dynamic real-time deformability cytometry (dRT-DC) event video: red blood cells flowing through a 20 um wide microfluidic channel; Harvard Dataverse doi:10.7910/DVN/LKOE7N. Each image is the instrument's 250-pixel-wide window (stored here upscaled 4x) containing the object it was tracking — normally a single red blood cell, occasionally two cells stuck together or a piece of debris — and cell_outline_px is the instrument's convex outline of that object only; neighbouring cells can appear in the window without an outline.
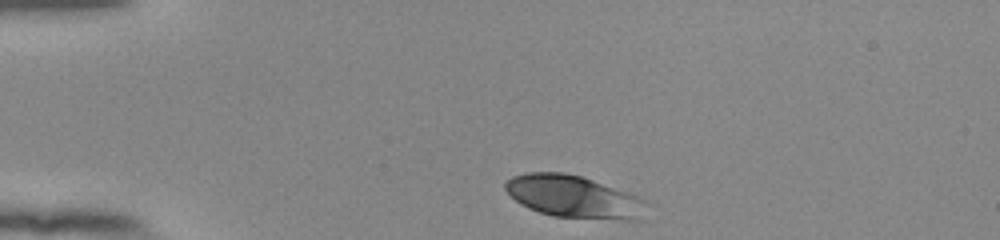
{"species": "human", "species_latin": "Homo sapiens", "temperature_condition": "room temperature", "stored_images_in_passage": 36, "camera_frame_rate_fps": 3000, "um_per_image_px": 0.085, "donor": {"sex": "female"}, "frame": {"image": 1, "passage_image": 1, "time_ms": 0.0, "image_size_px": [1000, 240], "cell_outline_px": [[644, 220], [624, 220], [552, 216], [528, 208], [520, 204], [504, 188], [504, 184], [512, 176], [528, 172], [564, 172], [580, 176], [592, 180], [636, 196], [640, 200]], "centroid_in_image_um": [48.68, 16.72], "position_along_channel_um": 36.3, "area_um2": 34.16}}
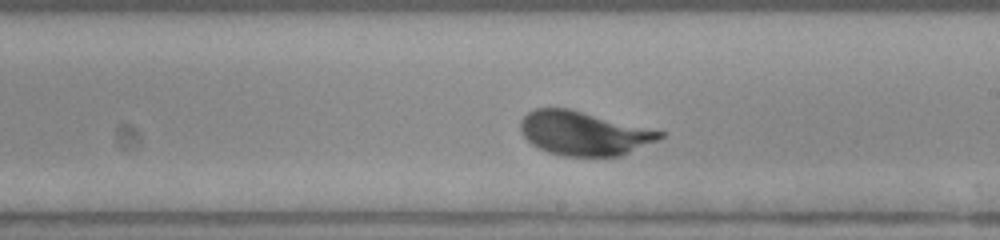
{"frame": {"image": 2, "passage_image": 21, "time_ms": 6.667, "image_size_px": [1000, 240], "cell_outline_px": [[664, 136], [656, 140], [620, 156], [564, 156], [548, 152], [532, 144], [520, 132], [520, 120], [528, 112], [536, 108], [568, 108], [664, 132]], "centroid_in_image_um": [49.57, 11.33], "position_along_channel_um": 239.4, "area_um2": 35.2}}
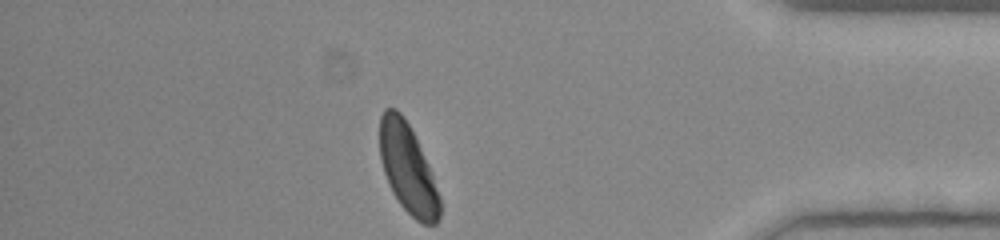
{"frame": {"image": 3, "passage_image": 36, "time_ms": 11.667, "image_size_px": [1000, 240], "cell_outline_px": [[440, 216], [436, 224], [424, 224], [416, 220], [400, 204], [392, 192], [388, 184], [380, 160], [380, 116], [384, 108], [396, 108], [404, 116], [428, 164], [440, 196]], "centroid_in_image_um": [34.64, 14.33], "position_along_channel_um": 400.6, "area_um2": 30.98}, "authors_computed_cell_mechanics": {"area_um2": 35.3736, "velocity_mm_per_s": 3.8313, "shape_relaxation_time_tau1_ms": 2.6116, "shape_relaxation_time_tau2_ms": null, "deformation_change_tau1": 0.1557, "deformation_change_tau2": null}}